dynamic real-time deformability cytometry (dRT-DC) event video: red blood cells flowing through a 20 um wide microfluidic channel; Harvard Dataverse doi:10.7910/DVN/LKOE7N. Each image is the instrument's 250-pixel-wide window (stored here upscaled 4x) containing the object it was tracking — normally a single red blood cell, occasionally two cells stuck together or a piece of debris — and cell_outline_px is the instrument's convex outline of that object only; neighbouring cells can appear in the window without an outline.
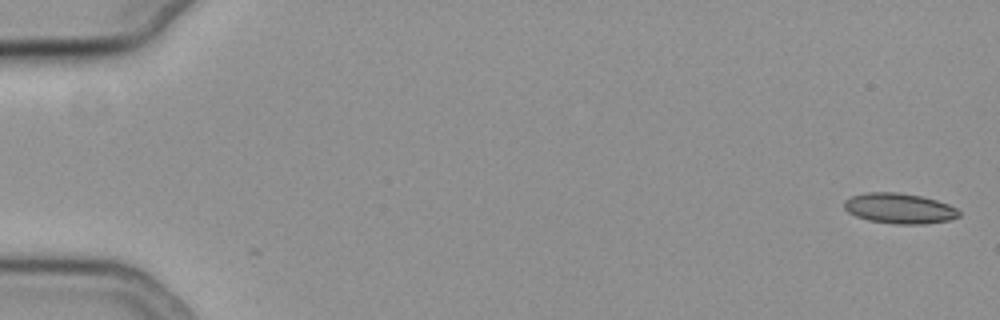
{"species": "common noctule bat (a hibernating species)", "species_latin": "Nyctalus noctula", "temperature_condition": "cold", "stored_images_in_passage": 56, "camera_frame_rate_fps": 3000, "um_per_image_px": 0.085, "animal": {"sex": "female", "body_mass_g": 19.3, "forearm_length_mm": 54.1}, "frame": {"image": 1, "passage_image": 1, "time_ms": 0.0, "image_size_px": [1000, 320], "cell_outline_px": [[960, 216], [948, 220], [924, 224], [896, 224], [868, 220], [856, 216], [848, 212], [844, 208], [844, 200], [852, 196], [864, 192], [900, 192], [920, 196], [936, 200], [948, 204], [956, 208], [960, 212]], "centroid_in_image_um": [76.43, 17.71], "position_along_channel_um": 8.6, "area_um2": 20.35}}
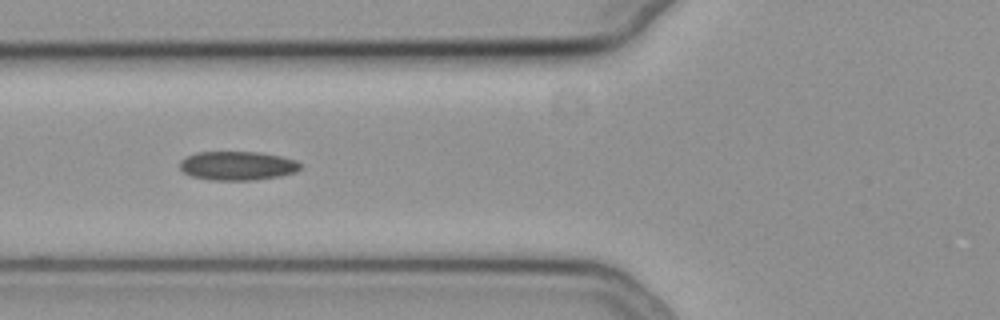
{"frame": {"image": 2, "passage_image": 22, "time_ms": 7.0, "image_size_px": [1000, 320], "cell_outline_px": [[304, 164], [296, 172], [280, 176], [252, 180], [208, 180], [192, 176], [184, 172], [180, 168], [180, 160], [196, 152], [260, 152], [280, 156], [296, 160]], "centroid_in_image_um": [20.21, 14.09], "position_along_channel_um": 105.6, "area_um2": 20.4}}
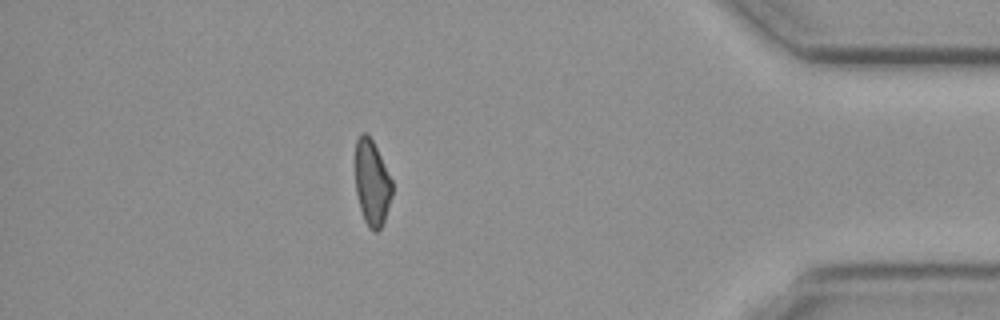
{"frame": {"image": 3, "passage_image": 49, "time_ms": 16.0, "image_size_px": [1000, 320], "cell_outline_px": [[392, 196], [384, 220], [380, 228], [376, 232], [372, 232], [368, 228], [364, 220], [360, 208], [356, 192], [356, 140], [360, 132], [364, 132], [372, 140], [392, 180]], "centroid_in_image_um": [31.61, 15.57], "position_along_channel_um": 403.6, "area_um2": 18.21}, "authors_computed_cell_mechanics": {"area_um2": 19.9699, "velocity_mm_per_s": 3.7772, "shape_relaxation_time_tau1_ms": null, "shape_relaxation_time_tau2_ms": 7.1804, "deformation_change_tau1": null, "deformation_change_tau2": 0.1508}}